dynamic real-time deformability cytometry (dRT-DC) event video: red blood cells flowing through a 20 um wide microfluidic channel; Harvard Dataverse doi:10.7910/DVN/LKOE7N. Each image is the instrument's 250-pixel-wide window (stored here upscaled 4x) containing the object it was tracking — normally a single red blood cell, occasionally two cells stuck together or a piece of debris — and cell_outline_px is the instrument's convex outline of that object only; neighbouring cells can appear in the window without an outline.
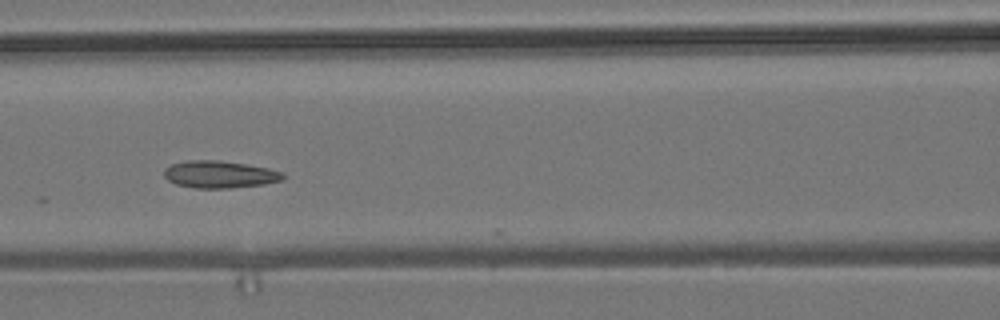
{"species": "common noctule bat (a hibernating species)", "species_latin": "Nyctalus noctula", "temperature_condition": "room temperature", "stored_images_in_passage": 8, "camera_frame_rate_fps": 3000, "um_per_image_px": 0.085, "animal": {"sex": "male", "body_mass_g": 19.2, "forearm_length_mm": 51.8}, "frame": {"image": 1, "passage_image": 6, "time_ms": 5.667, "image_size_px": [1000, 320], "cell_outline_px": [[284, 176], [280, 180], [264, 184], [228, 188], [196, 188], [176, 184], [168, 180], [164, 176], [164, 168], [172, 164], [188, 160], [216, 160], [244, 164], [268, 168], [284, 172]], "centroid_in_image_um": [18.64, 14.82], "position_along_channel_um": 148.0, "area_um2": 18.67}}
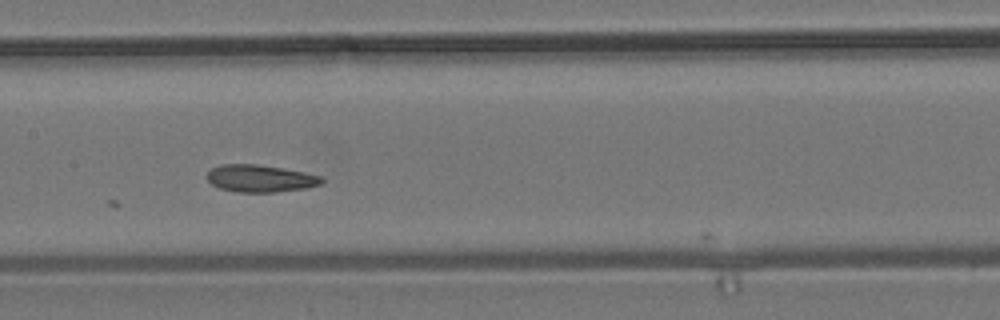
{"frame": {"image": 2, "passage_image": 7, "time_ms": 6.667, "image_size_px": [1000, 320], "cell_outline_px": [[324, 180], [320, 184], [304, 188], [272, 192], [236, 192], [220, 188], [212, 184], [208, 180], [208, 172], [212, 168], [220, 164], [256, 164], [304, 172], [320, 176]], "centroid_in_image_um": [22.09, 15.16], "position_along_channel_um": 185.3, "area_um2": 17.92}}